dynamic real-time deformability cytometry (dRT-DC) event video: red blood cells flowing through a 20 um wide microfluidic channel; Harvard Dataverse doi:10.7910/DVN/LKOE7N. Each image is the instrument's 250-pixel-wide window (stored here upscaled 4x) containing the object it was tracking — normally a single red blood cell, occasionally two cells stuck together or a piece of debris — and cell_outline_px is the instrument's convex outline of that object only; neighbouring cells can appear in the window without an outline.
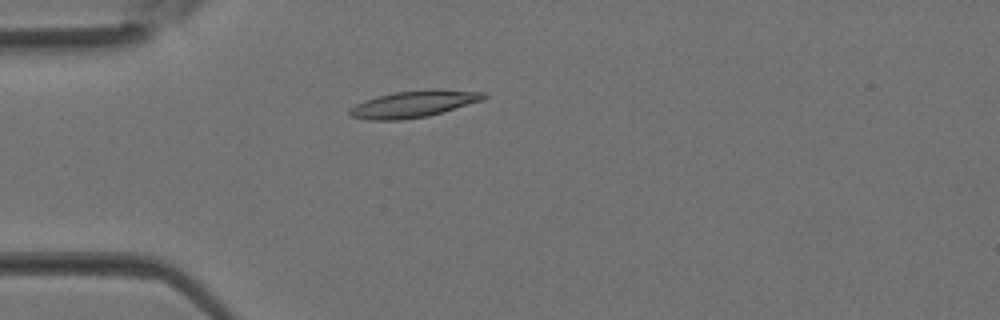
{"species": "Egyptian fruit bat (a non-hibernating species)", "species_latin": "Rousettus aegyptiacus", "temperature_condition": "room temperature", "stored_images_in_passage": 2, "camera_frame_rate_fps": 3000, "um_per_image_px": 0.085, "animal": {"sex": "female"}, "frame": {"image": 1, "passage_image": 2, "time_ms": 0.333, "image_size_px": [1000, 320], "cell_outline_px": [[488, 96], [484, 100], [428, 116], [400, 120], [372, 120], [348, 116], [348, 112], [356, 104], [364, 100], [376, 96], [396, 92], [424, 88], [440, 88], [484, 92]], "centroid_in_image_um": [35.2, 8.81], "position_along_channel_um": 49.8, "area_um2": 21.21}}